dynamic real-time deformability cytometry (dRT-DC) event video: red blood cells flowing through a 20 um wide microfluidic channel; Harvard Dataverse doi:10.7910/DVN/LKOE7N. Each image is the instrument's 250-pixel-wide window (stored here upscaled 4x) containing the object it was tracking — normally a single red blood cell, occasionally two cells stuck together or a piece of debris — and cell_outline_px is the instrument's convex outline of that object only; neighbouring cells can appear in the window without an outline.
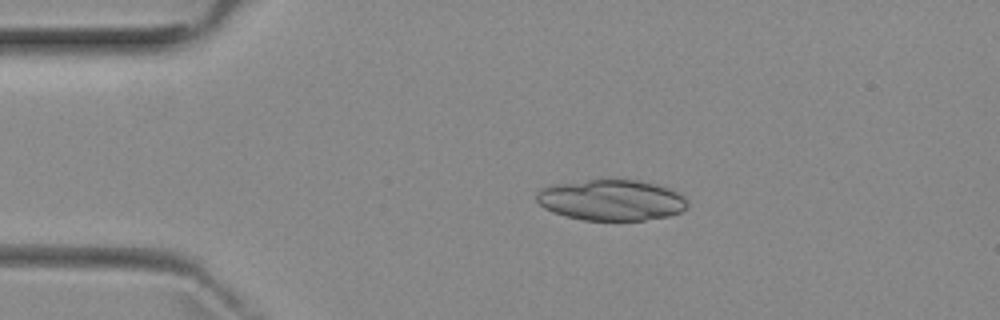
{"species": "common noctule bat (a hibernating species)", "species_latin": "Nyctalus noctula", "temperature_condition": "room temperature", "stored_images_in_passage": 5, "camera_frame_rate_fps": 3000, "um_per_image_px": 0.085, "animal": {"sex": "female", "body_mass_g": 29.2, "forearm_length_mm": 56.3}, "frame": {"image": 1, "passage_image": 3, "time_ms": 2.667, "image_size_px": [1000, 320], "cell_outline_px": [[688, 208], [680, 212], [668, 216], [644, 220], [584, 220], [564, 216], [552, 212], [544, 208], [536, 200], [536, 192], [540, 188], [552, 184], [588, 180], [640, 180], [656, 184], [668, 188], [684, 196], [688, 204]], "centroid_in_image_um": [51.94, 17.01], "position_along_channel_um": 33.1, "area_um2": 36.13}}